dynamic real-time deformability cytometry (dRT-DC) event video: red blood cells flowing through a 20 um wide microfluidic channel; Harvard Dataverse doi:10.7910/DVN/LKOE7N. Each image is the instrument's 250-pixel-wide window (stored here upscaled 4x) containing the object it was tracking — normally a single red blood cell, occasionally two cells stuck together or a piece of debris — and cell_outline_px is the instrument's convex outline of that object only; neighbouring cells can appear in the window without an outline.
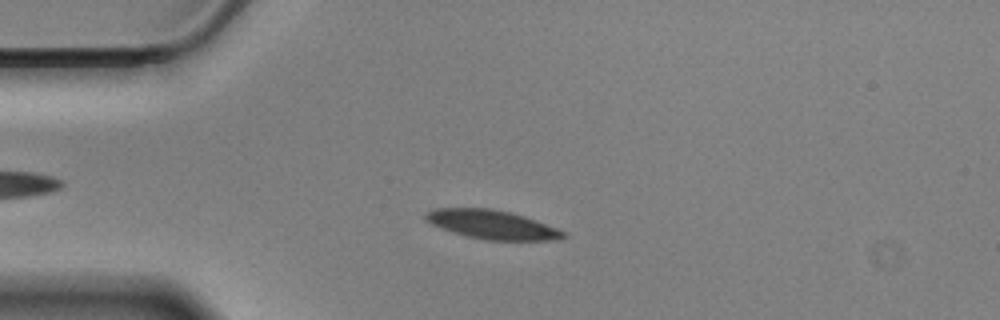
{"species": "Egyptian fruit bat (a non-hibernating species)", "species_latin": "Rousettus aegyptiacus", "temperature_condition": "cold", "stored_images_in_passage": 56, "camera_frame_rate_fps": 3000, "um_per_image_px": 0.085, "animal": {"sex": "male"}, "frame": {"image": 1, "passage_image": 12, "time_ms": 3.667, "image_size_px": [1000, 320], "cell_outline_px": [[568, 236], [560, 240], [484, 240], [452, 232], [440, 228], [424, 220], [424, 212], [436, 208], [492, 208], [524, 216], [556, 228], [564, 232]], "centroid_in_image_um": [41.79, 19.09], "position_along_channel_um": 43.2, "area_um2": 23.18}}
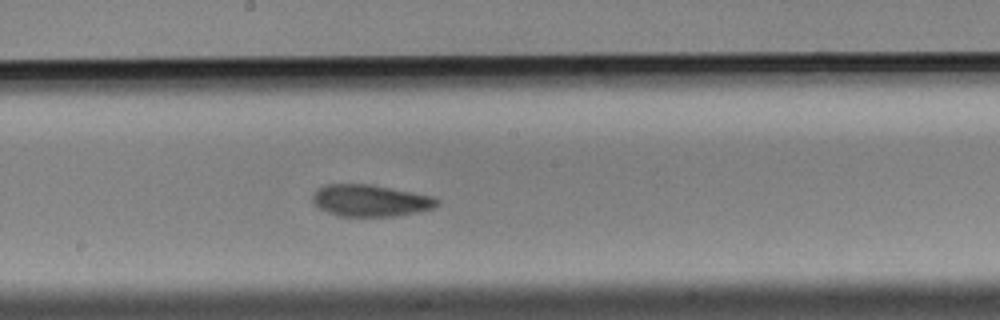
{"frame": {"image": 2, "passage_image": 29, "time_ms": 9.333, "image_size_px": [1000, 320], "cell_outline_px": [[440, 204], [436, 208], [420, 212], [392, 216], [340, 216], [328, 212], [320, 208], [312, 200], [312, 196], [316, 188], [324, 184], [372, 184], [432, 196], [440, 200]], "centroid_in_image_um": [31.51, 17.04], "position_along_channel_um": 216.7, "area_um2": 23.24}}
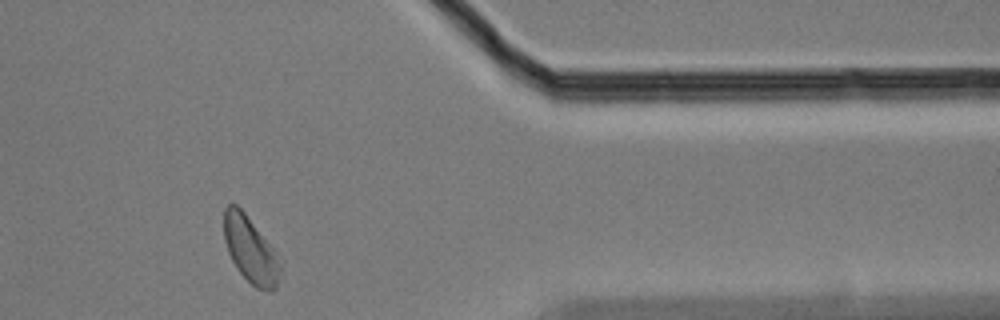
{"frame": {"image": 3, "passage_image": 46, "time_ms": 15.0, "image_size_px": [1000, 320], "cell_outline_px": [[284, 260], [276, 288], [272, 292], [268, 292], [256, 288], [236, 268], [228, 252], [224, 240], [224, 208], [228, 204], [236, 204], [244, 212]], "centroid_in_image_um": [21.34, 21.26], "position_along_channel_um": 390.1, "area_um2": 22.14}, "authors_computed_cell_mechanics": {"area_um2": 23.0044, "velocity_mm_per_s": 3.4301, "shape_relaxation_time_tau1_ms": 2.9883, "shape_relaxation_time_tau2_ms": 2.6455, "deformation_change_tau1": 0.1045, "deformation_change_tau2": 0.0568}}